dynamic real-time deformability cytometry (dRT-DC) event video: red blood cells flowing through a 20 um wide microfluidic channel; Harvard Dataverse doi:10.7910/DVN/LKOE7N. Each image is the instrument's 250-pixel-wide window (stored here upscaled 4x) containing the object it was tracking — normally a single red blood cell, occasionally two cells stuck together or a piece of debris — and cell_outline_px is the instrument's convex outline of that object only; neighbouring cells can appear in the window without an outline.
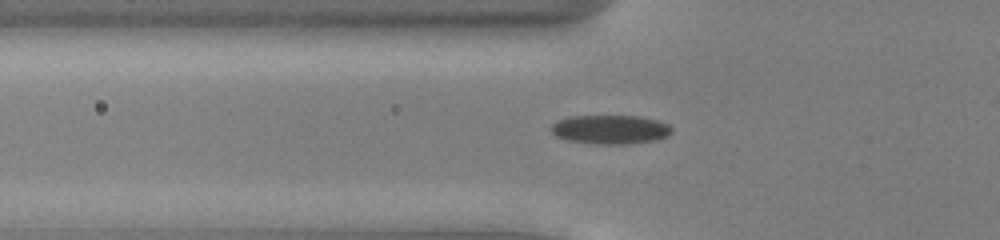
{"species": "common noctule bat (a hibernating species)", "species_latin": "Nyctalus noctula", "temperature_condition": "cold", "stored_images_in_passage": 36, "camera_frame_rate_fps": 3000, "um_per_image_px": 0.085, "animal": {"sex": "male", "body_mass_g": 13.0, "forearm_length_mm": 53.1}, "frame": {"image": 1, "passage_image": 2, "time_ms": 0.333, "image_size_px": [1000, 240], "cell_outline_px": [[672, 132], [668, 136], [656, 140], [628, 144], [596, 144], [568, 140], [556, 136], [552, 132], [552, 124], [556, 120], [568, 116], [640, 116], [656, 120], [668, 124], [672, 128]], "centroid_in_image_um": [51.88, 11.0], "position_along_channel_um": 73.9, "area_um2": 20.46}}
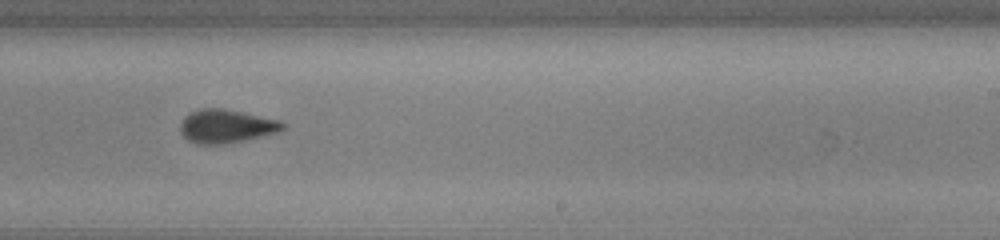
{"frame": {"image": 2, "passage_image": 17, "time_ms": 5.333, "image_size_px": [1000, 240], "cell_outline_px": [[288, 124], [280, 132], [264, 136], [224, 144], [196, 144], [188, 140], [180, 132], [180, 124], [184, 116], [200, 108], [220, 108], [280, 120]], "centroid_in_image_um": [19.25, 10.74], "position_along_channel_um": 269.8, "area_um2": 20.06}}
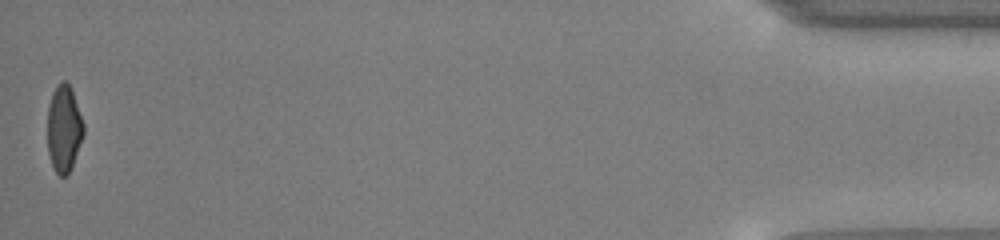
{"frame": {"image": 3, "passage_image": 36, "time_ms": 11.667, "image_size_px": [1000, 240], "cell_outline_px": [[84, 136], [68, 176], [60, 176], [52, 168], [48, 152], [48, 104], [52, 92], [60, 80], [64, 80], [72, 88], [84, 124]], "centroid_in_image_um": [5.44, 10.93], "position_along_channel_um": 429.8, "area_um2": 18.61}, "authors_computed_cell_mechanics": {"area_um2": 19.9699, "velocity_mm_per_s": 3.9225, "shape_relaxation_time_tau1_ms": 2.4895, "shape_relaxation_time_tau2_ms": 4.6802, "deformation_change_tau1": 0.1029, "deformation_change_tau2": 0.086}}